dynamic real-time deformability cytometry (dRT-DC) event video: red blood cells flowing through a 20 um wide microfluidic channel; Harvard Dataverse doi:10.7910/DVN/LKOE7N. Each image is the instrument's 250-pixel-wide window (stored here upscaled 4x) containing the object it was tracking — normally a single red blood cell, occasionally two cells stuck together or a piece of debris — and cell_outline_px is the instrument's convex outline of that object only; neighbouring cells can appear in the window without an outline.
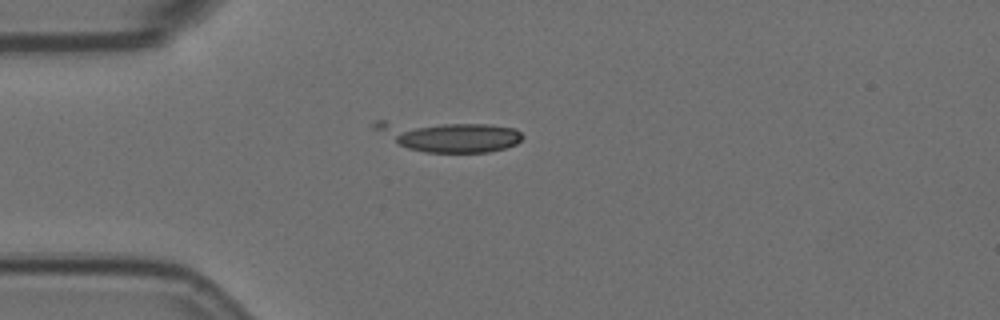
{"species": "Egyptian fruit bat (a non-hibernating species)", "species_latin": "Rousettus aegyptiacus", "temperature_condition": "room temperature", "stored_images_in_passage": 3, "camera_frame_rate_fps": 3000, "um_per_image_px": 0.085, "animal": {"sex": "female"}, "frame": {"image": 1, "passage_image": 1, "time_ms": 0.0, "image_size_px": [1000, 320], "cell_outline_px": [[524, 136], [516, 144], [504, 148], [488, 152], [424, 152], [408, 148], [400, 144], [372, 128], [372, 124], [376, 120], [384, 120], [488, 124], [516, 128]], "centroid_in_image_um": [38.13, 11.55], "position_along_channel_um": 46.9, "area_um2": 26.41}}
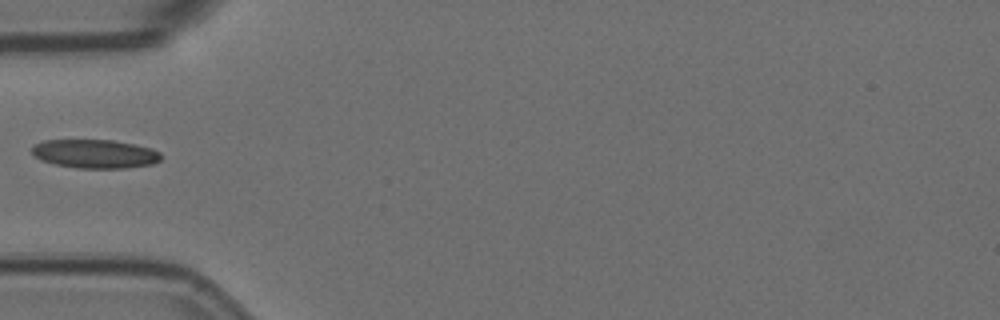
{"frame": {"image": 2, "passage_image": 2, "time_ms": 0.333, "image_size_px": [1000, 320], "cell_outline_px": [[160, 160], [152, 164], [124, 168], [76, 168], [56, 164], [40, 160], [32, 152], [32, 148], [36, 144], [44, 140], [112, 140], [152, 148], [160, 152]], "centroid_in_image_um": [8.08, 13.07], "position_along_channel_um": 76.9, "area_um2": 21.44}}
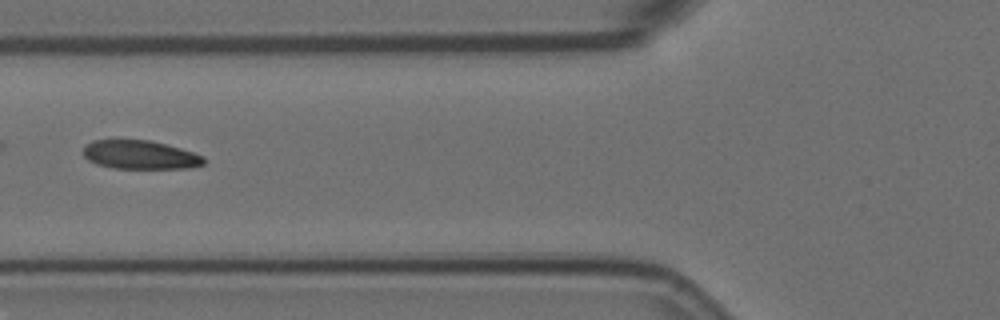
{"frame": {"image": 3, "passage_image": 3, "time_ms": 0.667, "image_size_px": [1000, 320], "cell_outline_px": [[204, 164], [192, 168], [112, 168], [96, 164], [88, 160], [84, 156], [84, 144], [92, 140], [152, 140], [180, 148], [204, 156]], "centroid_in_image_um": [11.89, 13.15], "position_along_channel_um": 113.9, "area_um2": 20.23}}